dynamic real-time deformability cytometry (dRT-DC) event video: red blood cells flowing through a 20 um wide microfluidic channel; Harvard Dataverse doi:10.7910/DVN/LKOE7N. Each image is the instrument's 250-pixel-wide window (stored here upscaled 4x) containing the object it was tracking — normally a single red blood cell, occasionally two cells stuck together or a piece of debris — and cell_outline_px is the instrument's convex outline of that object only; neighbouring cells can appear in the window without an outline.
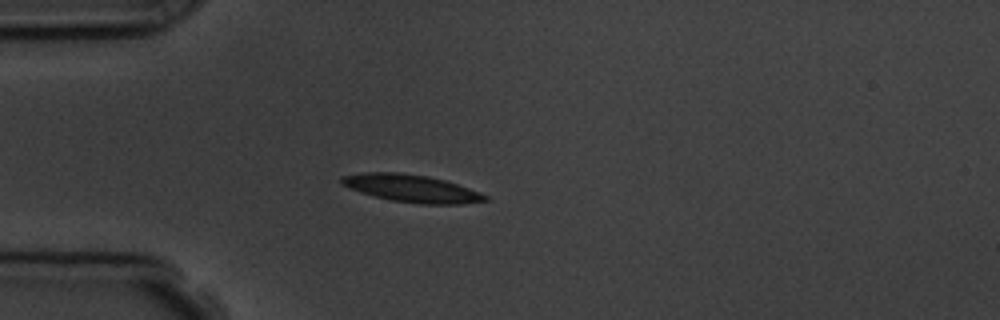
{"species": "common noctule bat (a hibernating species)", "species_latin": "Nyctalus noctula", "temperature_condition": "room temperature", "stored_images_in_passage": 3, "camera_frame_rate_fps": 3000, "um_per_image_px": 0.085, "animal": {"sex": "male", "body_mass_g": 19.5, "forearm_length_mm": 54.6}, "frame": {"image": 1, "passage_image": 3, "time_ms": 3.333, "image_size_px": [1000, 320], "cell_outline_px": [[488, 200], [460, 204], [420, 204], [388, 200], [360, 192], [340, 184], [340, 180], [344, 176], [364, 172], [400, 172], [428, 176], [444, 180], [468, 188], [488, 196]], "centroid_in_image_um": [34.95, 16.01], "position_along_channel_um": 50.1, "area_um2": 22.89}}